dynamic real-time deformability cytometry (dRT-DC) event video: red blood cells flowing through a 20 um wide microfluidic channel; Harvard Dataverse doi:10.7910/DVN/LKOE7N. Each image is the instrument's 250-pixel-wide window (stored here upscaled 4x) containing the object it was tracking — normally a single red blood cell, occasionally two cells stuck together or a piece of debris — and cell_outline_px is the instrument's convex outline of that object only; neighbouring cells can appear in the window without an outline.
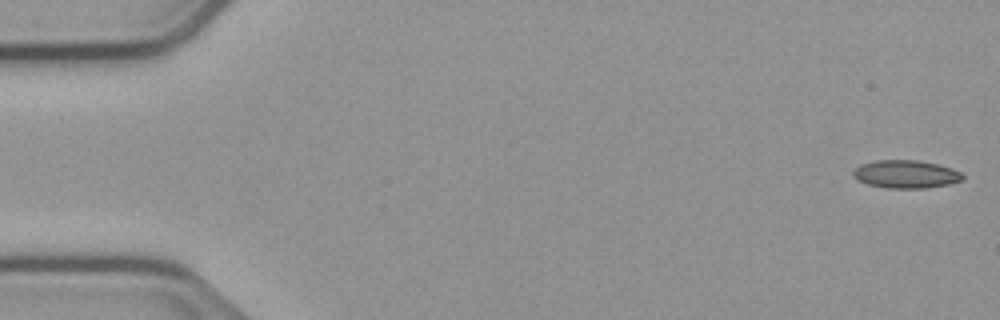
{"species": "common noctule bat (a hibernating species)", "species_latin": "Nyctalus noctula", "temperature_condition": "cold", "stored_images_in_passage": 53, "camera_frame_rate_fps": 3000, "um_per_image_px": 0.085, "animal": {"sex": "male", "body_mass_g": 23.1, "forearm_length_mm": 52.7}, "frame": {"image": 1, "passage_image": 1, "time_ms": 0.0, "image_size_px": [1000, 320], "cell_outline_px": [[964, 180], [948, 184], [924, 188], [888, 188], [868, 184], [856, 180], [852, 176], [852, 172], [860, 164], [876, 160], [916, 160], [936, 164], [952, 168], [960, 172], [964, 176]], "centroid_in_image_um": [76.98, 14.8], "position_along_channel_um": 8.0, "area_um2": 17.86}}
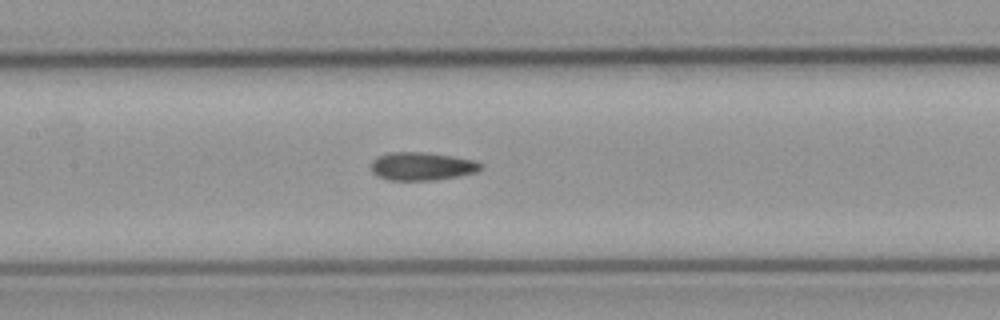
{"frame": {"image": 2, "passage_image": 25, "time_ms": 8.0, "image_size_px": [1000, 320], "cell_outline_px": [[484, 164], [476, 172], [460, 176], [436, 180], [388, 180], [376, 176], [372, 172], [372, 160], [376, 156], [392, 152], [420, 152], [448, 156], [472, 160]], "centroid_in_image_um": [35.82, 14.15], "position_along_channel_um": 171.6, "area_um2": 17.86}}
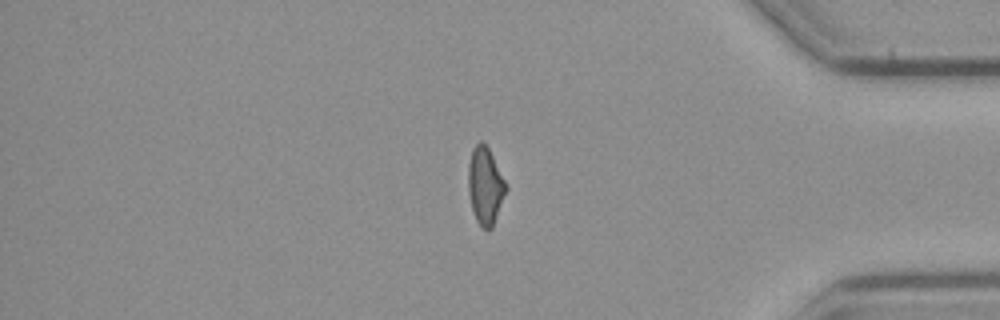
{"frame": {"image": 3, "passage_image": 45, "time_ms": 14.667, "image_size_px": [1000, 320], "cell_outline_px": [[508, 188], [492, 228], [488, 232], [476, 220], [472, 208], [468, 192], [468, 164], [472, 148], [480, 140], [488, 148]], "centroid_in_image_um": [41.23, 15.81], "position_along_channel_um": 394.0, "area_um2": 16.82}, "authors_computed_cell_mechanics": {"area_um2": 17.629, "velocity_mm_per_s": 3.7805, "shape_relaxation_time_tau1_ms": null, "shape_relaxation_time_tau2_ms": 1.6071, "deformation_change_tau1": null, "deformation_change_tau2": 0.0733}}